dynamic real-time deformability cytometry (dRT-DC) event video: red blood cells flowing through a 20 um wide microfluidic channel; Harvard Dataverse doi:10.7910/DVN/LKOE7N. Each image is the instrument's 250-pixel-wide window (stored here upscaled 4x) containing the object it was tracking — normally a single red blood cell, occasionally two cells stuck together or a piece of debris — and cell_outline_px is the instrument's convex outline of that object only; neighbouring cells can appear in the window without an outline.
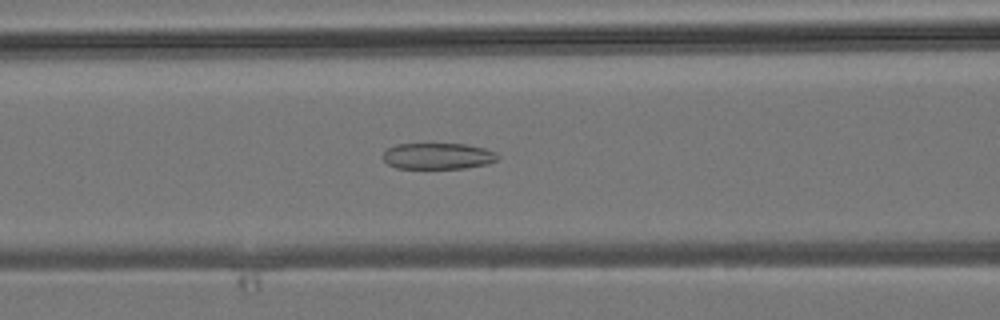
{"species": "common noctule bat (a hibernating species)", "species_latin": "Nyctalus noctula", "temperature_condition": "room temperature", "stored_images_in_passage": 24, "camera_frame_rate_fps": 3000, "um_per_image_px": 0.085, "animal": {"sex": "male", "body_mass_g": 19.2, "forearm_length_mm": 51.8}, "frame": {"image": 1, "passage_image": 17, "time_ms": 5.333, "image_size_px": [1000, 320], "cell_outline_px": [[500, 156], [496, 160], [488, 164], [464, 168], [396, 168], [388, 164], [384, 160], [384, 152], [388, 148], [396, 144], [464, 144], [484, 148], [496, 152]], "centroid_in_image_um": [37.24, 13.26], "position_along_channel_um": 129.4, "area_um2": 17.46}}
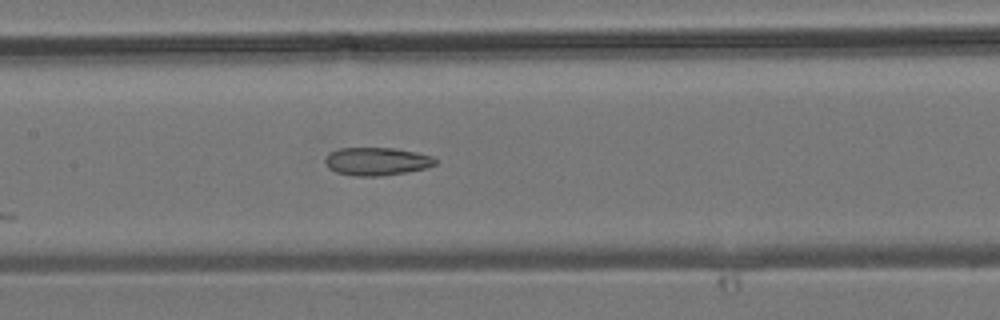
{"frame": {"image": 2, "passage_image": 20, "time_ms": 6.333, "image_size_px": [1000, 320], "cell_outline_px": [[436, 164], [424, 168], [408, 172], [380, 176], [356, 176], [336, 172], [328, 168], [324, 160], [328, 152], [340, 148], [392, 148], [416, 152], [432, 156], [436, 160]], "centroid_in_image_um": [31.99, 13.72], "position_along_channel_um": 175.4, "area_um2": 17.98}}
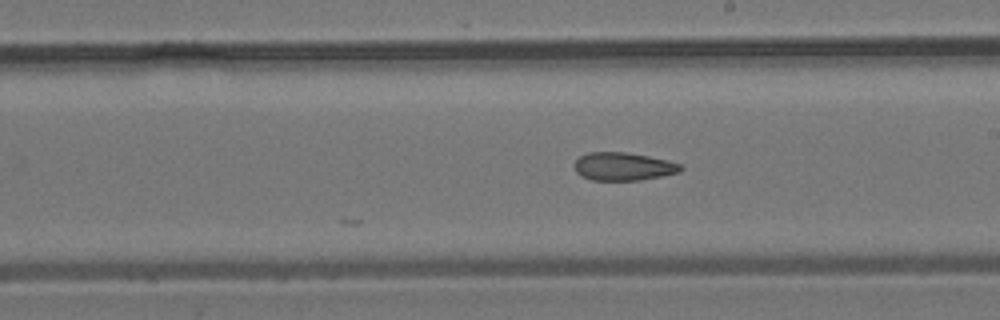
{"frame": {"image": 3, "passage_image": 24, "time_ms": 7.667, "image_size_px": [1000, 320], "cell_outline_px": [[684, 168], [680, 172], [640, 180], [592, 180], [580, 176], [576, 172], [576, 160], [580, 156], [588, 152], [628, 152], [668, 160], [680, 164]], "centroid_in_image_um": [52.99, 14.15], "position_along_channel_um": 236.0, "area_um2": 17.34}}